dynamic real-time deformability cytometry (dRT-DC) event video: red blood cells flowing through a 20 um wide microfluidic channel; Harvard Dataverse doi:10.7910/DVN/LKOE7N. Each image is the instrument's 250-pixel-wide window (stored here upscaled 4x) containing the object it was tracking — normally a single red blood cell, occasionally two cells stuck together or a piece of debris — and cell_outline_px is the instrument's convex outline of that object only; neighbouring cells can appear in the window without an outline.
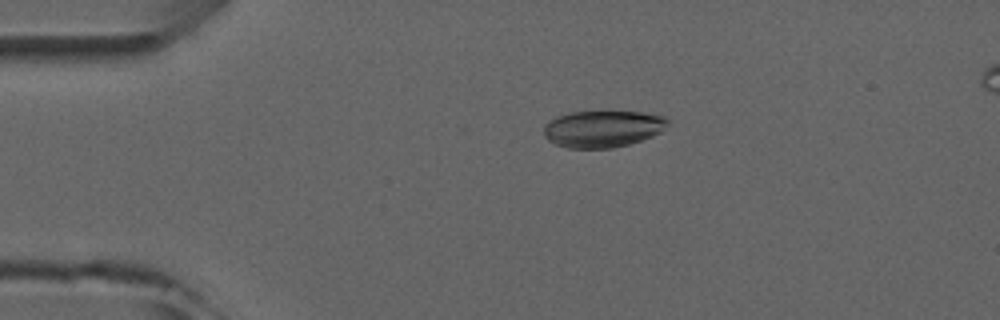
{"species": "common noctule bat (a hibernating species)", "species_latin": "Nyctalus noctula", "temperature_condition": "room temperature", "stored_images_in_passage": 5, "camera_frame_rate_fps": 3000, "um_per_image_px": 0.085, "animal": {"sex": "male", "forearm_length_mm": 52.5}, "frame": {"image": 1, "passage_image": 3, "time_ms": 2.333, "image_size_px": [1000, 320], "cell_outline_px": [[672, 120], [660, 132], [652, 136], [628, 144], [612, 148], [568, 148], [556, 144], [548, 140], [544, 136], [544, 124], [556, 116], [572, 112], [640, 112], [664, 116]], "centroid_in_image_um": [51.23, 10.95], "position_along_channel_um": 33.8, "area_um2": 26.53}}